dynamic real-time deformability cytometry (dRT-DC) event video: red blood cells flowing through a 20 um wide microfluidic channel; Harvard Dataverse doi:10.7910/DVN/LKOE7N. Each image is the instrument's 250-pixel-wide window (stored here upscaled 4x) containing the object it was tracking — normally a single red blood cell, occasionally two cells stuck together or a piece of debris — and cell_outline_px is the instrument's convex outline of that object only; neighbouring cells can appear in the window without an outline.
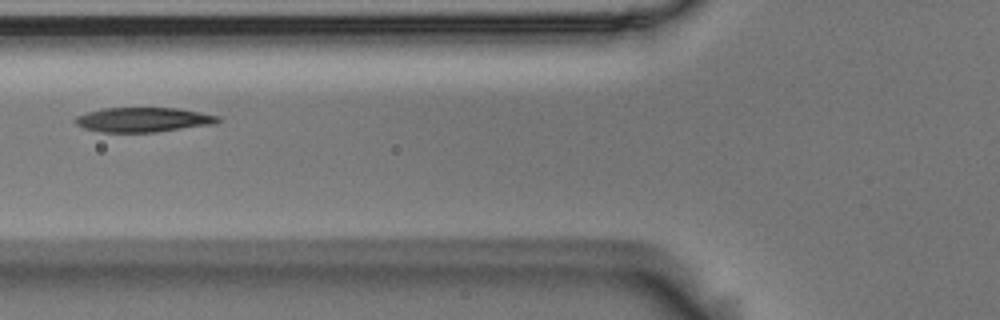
{"species": "Egyptian fruit bat (a non-hibernating species)", "species_latin": "Rousettus aegyptiacus", "temperature_condition": "room temperature", "stored_images_in_passage": 4, "camera_frame_rate_fps": 3000, "um_per_image_px": 0.085, "animal": {"sex": "male"}, "frame": {"image": 1, "passage_image": 2, "time_ms": 0.333, "image_size_px": [1000, 320], "cell_outline_px": [[220, 120], [216, 124], [156, 132], [100, 132], [84, 128], [76, 124], [72, 120], [76, 116], [88, 112], [104, 108], [180, 108], [220, 116]], "centroid_in_image_um": [12.19, 10.18], "position_along_channel_um": 113.6, "area_um2": 20.58}}
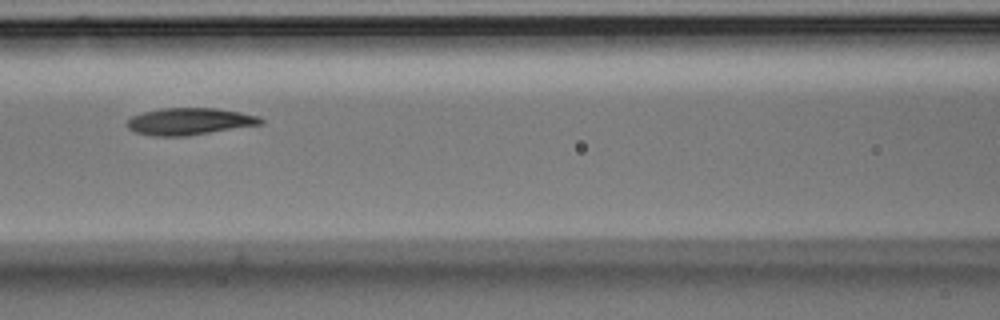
{"frame": {"image": 2, "passage_image": 3, "time_ms": 0.667, "image_size_px": [1000, 320], "cell_outline_px": [[264, 124], [188, 136], [152, 136], [136, 132], [128, 128], [124, 124], [132, 116], [144, 112], [160, 108], [216, 108], [240, 112], [260, 116], [264, 120]], "centroid_in_image_um": [16.13, 10.32], "position_along_channel_um": 150.5, "area_um2": 21.21}}
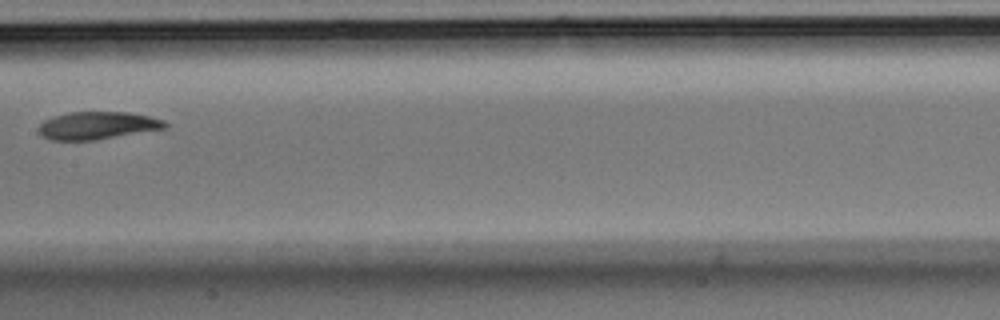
{"frame": {"image": 3, "passage_image": 4, "time_ms": 1.0, "image_size_px": [1000, 320], "cell_outline_px": [[168, 128], [96, 140], [48, 140], [40, 136], [40, 124], [44, 120], [52, 116], [68, 112], [128, 112], [148, 116], [164, 120], [168, 124]], "centroid_in_image_um": [8.28, 10.67], "position_along_channel_um": 199.1, "area_um2": 20.52}}